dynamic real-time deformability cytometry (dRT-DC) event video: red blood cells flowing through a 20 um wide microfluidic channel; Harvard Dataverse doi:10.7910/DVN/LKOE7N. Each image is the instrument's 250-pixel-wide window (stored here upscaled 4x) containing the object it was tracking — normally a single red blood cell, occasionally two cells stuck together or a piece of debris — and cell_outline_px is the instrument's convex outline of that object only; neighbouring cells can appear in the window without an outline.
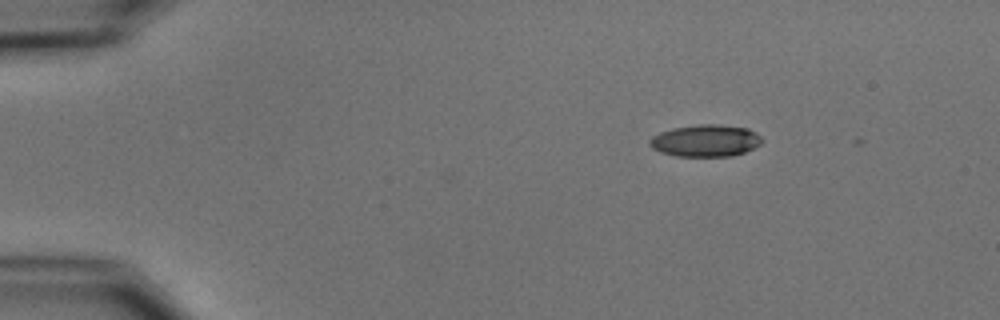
{"species": "common noctule bat (a hibernating species)", "species_latin": "Nyctalus noctula", "temperature_condition": "cold", "stored_images_in_passage": 3, "camera_frame_rate_fps": 3000, "um_per_image_px": 0.085, "animal": {"sex": "male", "body_mass_g": 15.6}, "frame": {"image": 1, "passage_image": 1, "time_ms": 0.0, "image_size_px": [1000, 320], "cell_outline_px": [[764, 140], [760, 144], [744, 152], [732, 156], [676, 156], [660, 152], [652, 148], [648, 144], [648, 140], [652, 136], [660, 132], [672, 128], [700, 124], [716, 124], [748, 128], [756, 132]], "centroid_in_image_um": [59.95, 11.95], "position_along_channel_um": 25.0, "area_um2": 21.04}}